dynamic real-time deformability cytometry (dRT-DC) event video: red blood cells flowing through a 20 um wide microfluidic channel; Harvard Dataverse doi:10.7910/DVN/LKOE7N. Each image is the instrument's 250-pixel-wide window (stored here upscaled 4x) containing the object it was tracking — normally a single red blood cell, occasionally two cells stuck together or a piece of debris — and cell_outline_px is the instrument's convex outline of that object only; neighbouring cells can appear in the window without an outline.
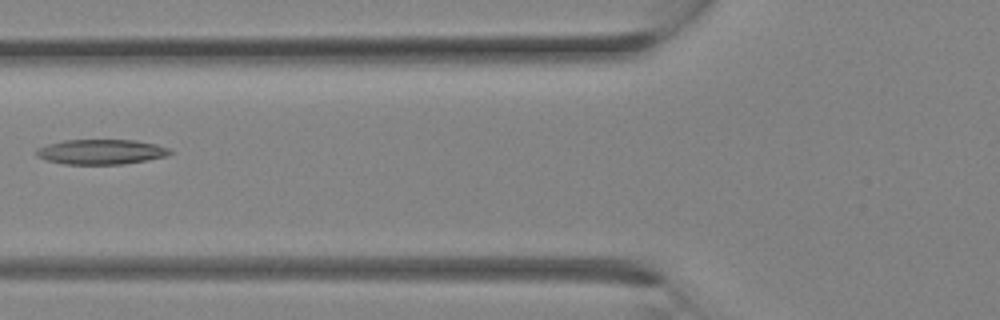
{"species": "Egyptian fruit bat (a non-hibernating species)", "species_latin": "Rousettus aegyptiacus", "temperature_condition": "room temperature", "stored_images_in_passage": 8, "camera_frame_rate_fps": 3000, "um_per_image_px": 0.085, "animal": {"sex": "female"}, "frame": {"image": 1, "passage_image": 7, "time_ms": 2.0, "image_size_px": [1000, 320], "cell_outline_px": [[172, 152], [168, 156], [148, 160], [124, 164], [64, 164], [44, 160], [36, 156], [36, 148], [48, 144], [64, 140], [136, 140], [156, 144], [168, 148]], "centroid_in_image_um": [8.58, 12.91], "position_along_channel_um": 117.2, "area_um2": 19.59}}